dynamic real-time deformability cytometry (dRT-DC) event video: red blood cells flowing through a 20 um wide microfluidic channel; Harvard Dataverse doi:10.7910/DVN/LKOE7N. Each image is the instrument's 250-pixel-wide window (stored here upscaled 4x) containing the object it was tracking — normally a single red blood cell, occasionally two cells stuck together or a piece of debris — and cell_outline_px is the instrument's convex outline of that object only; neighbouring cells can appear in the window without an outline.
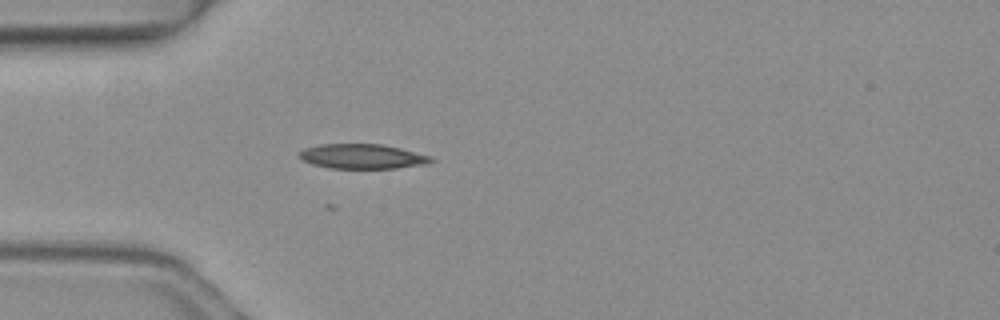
{"species": "common noctule bat (a hibernating species)", "species_latin": "Nyctalus noctula", "temperature_condition": "warm", "stored_images_in_passage": 5, "camera_frame_rate_fps": 3000, "um_per_image_px": 0.085, "animal": {"sex": "female", "body_mass_g": 19.3, "forearm_length_mm": 54.1}, "frame": {"image": 1, "passage_image": 5, "time_ms": 1.333, "image_size_px": [1000, 320], "cell_outline_px": [[436, 160], [428, 164], [396, 168], [328, 168], [312, 164], [300, 160], [296, 156], [296, 152], [304, 148], [320, 144], [380, 144], [400, 148], [432, 156]], "centroid_in_image_um": [30.75, 13.29], "position_along_channel_um": 54.2, "area_um2": 19.31}}